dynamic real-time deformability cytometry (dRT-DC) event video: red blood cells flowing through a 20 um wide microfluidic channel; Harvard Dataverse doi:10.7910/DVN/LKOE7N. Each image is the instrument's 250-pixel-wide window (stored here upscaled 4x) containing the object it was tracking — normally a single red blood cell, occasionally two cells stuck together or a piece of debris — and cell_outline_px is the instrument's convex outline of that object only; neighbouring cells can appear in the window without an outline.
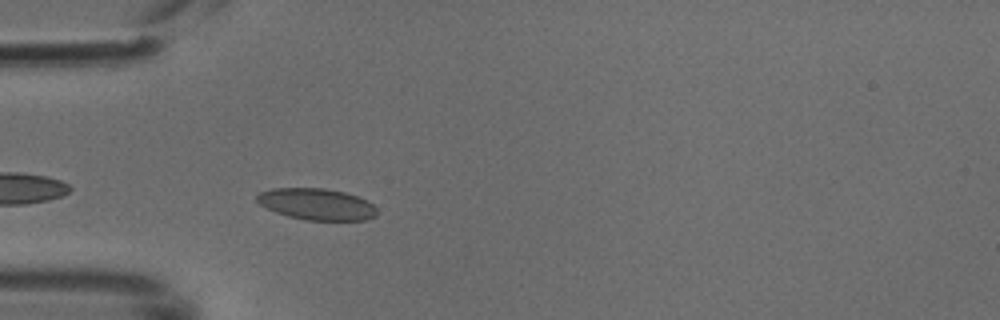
{"species": "common noctule bat (a hibernating species)", "species_latin": "Nyctalus noctula", "temperature_condition": "cold", "stored_images_in_passage": 32, "camera_frame_rate_fps": 3000, "um_per_image_px": 0.085, "animal": {"sex": "male", "body_mass_g": 18.8}, "frame": {"image": 1, "passage_image": 2, "time_ms": 0.333, "image_size_px": [1000, 320], "cell_outline_px": [[376, 216], [368, 220], [308, 220], [288, 216], [276, 212], [260, 204], [256, 200], [256, 196], [260, 192], [272, 188], [324, 188], [344, 192], [356, 196], [372, 204], [376, 208]], "centroid_in_image_um": [26.91, 17.35], "position_along_channel_um": 58.1, "area_um2": 21.85}}
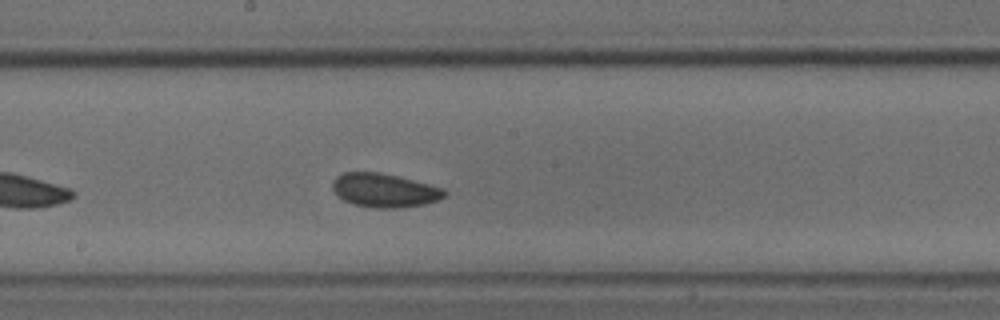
{"frame": {"image": 2, "passage_image": 14, "time_ms": 4.333, "image_size_px": [1000, 320], "cell_outline_px": [[448, 192], [444, 196], [436, 200], [424, 204], [400, 208], [376, 208], [352, 204], [344, 200], [332, 188], [332, 180], [336, 176], [344, 172], [380, 172], [444, 188]], "centroid_in_image_um": [32.66, 16.18], "position_along_channel_um": 215.5, "area_um2": 21.91}}
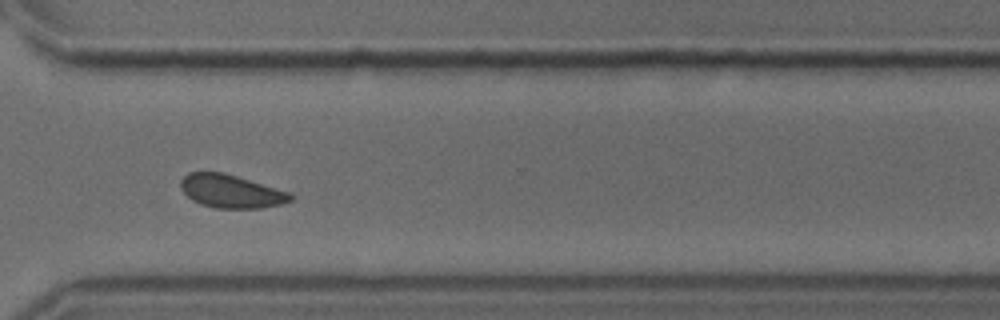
{"frame": {"image": 3, "passage_image": 24, "time_ms": 7.667, "image_size_px": [1000, 320], "cell_outline_px": [[292, 200], [280, 204], [260, 208], [216, 208], [200, 204], [192, 200], [180, 188], [180, 180], [188, 172], [224, 172], [292, 192]], "centroid_in_image_um": [19.64, 16.25], "position_along_channel_um": 351.0, "area_um2": 21.39}}